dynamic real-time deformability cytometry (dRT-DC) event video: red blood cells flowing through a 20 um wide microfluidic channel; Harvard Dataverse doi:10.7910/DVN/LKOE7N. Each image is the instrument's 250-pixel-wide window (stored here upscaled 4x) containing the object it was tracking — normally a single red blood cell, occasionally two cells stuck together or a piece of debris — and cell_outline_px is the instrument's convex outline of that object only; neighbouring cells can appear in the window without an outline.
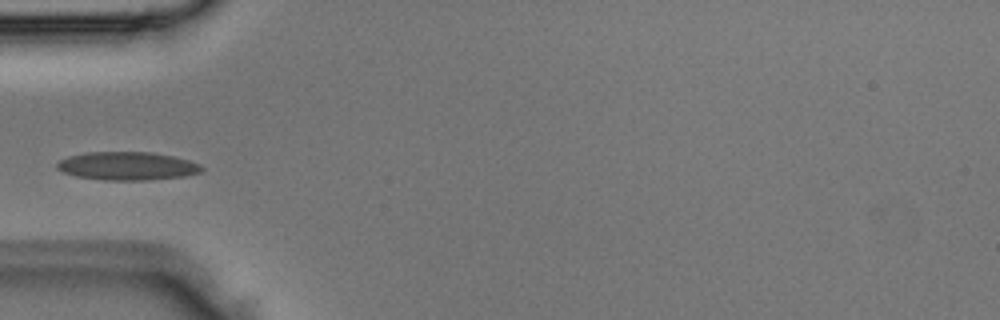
{"species": "Egyptian fruit bat (a non-hibernating species)", "species_latin": "Rousettus aegyptiacus", "temperature_condition": "room temperature", "stored_images_in_passage": 4, "camera_frame_rate_fps": 3000, "um_per_image_px": 0.085, "animal": {"sex": "male"}, "frame": {"image": 1, "passage_image": 4, "time_ms": 1.0, "image_size_px": [1000, 320], "cell_outline_px": [[204, 168], [200, 172], [184, 176], [148, 180], [104, 180], [76, 176], [64, 172], [56, 168], [56, 164], [60, 160], [68, 156], [84, 152], [152, 152], [172, 156], [188, 160], [200, 164]], "centroid_in_image_um": [10.8, 14.1], "position_along_channel_um": 74.2, "area_um2": 23.81}}